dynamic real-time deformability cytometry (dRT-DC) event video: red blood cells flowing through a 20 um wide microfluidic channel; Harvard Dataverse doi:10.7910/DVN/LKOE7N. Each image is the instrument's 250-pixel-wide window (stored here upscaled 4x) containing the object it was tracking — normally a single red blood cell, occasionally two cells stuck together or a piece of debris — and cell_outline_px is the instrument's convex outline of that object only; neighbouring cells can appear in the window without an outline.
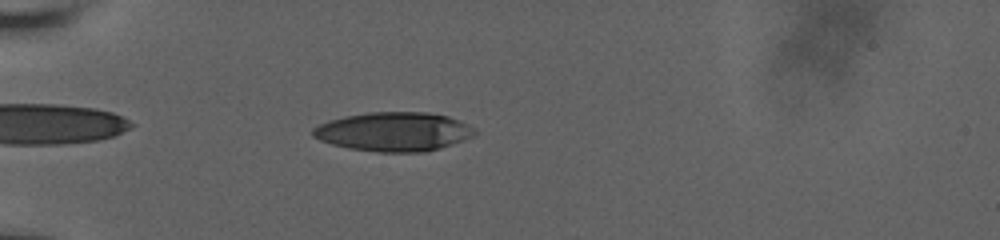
{"species": "human", "species_latin": "Homo sapiens", "temperature_condition": "room temperature", "stored_images_in_passage": 50, "camera_frame_rate_fps": 3000, "um_per_image_px": 0.085, "donor": {"sex": "male"}, "frame": {"image": 1, "passage_image": 11, "time_ms": 3.333, "image_size_px": [1000, 240], "cell_outline_px": [[476, 132], [472, 136], [440, 148], [424, 152], [380, 152], [348, 148], [332, 144], [320, 140], [312, 136], [312, 128], [328, 120], [344, 116], [368, 112], [428, 112], [448, 116], [460, 120], [472, 128]], "centroid_in_image_um": [33.43, 11.18], "position_along_channel_um": 51.6, "area_um2": 36.7}}
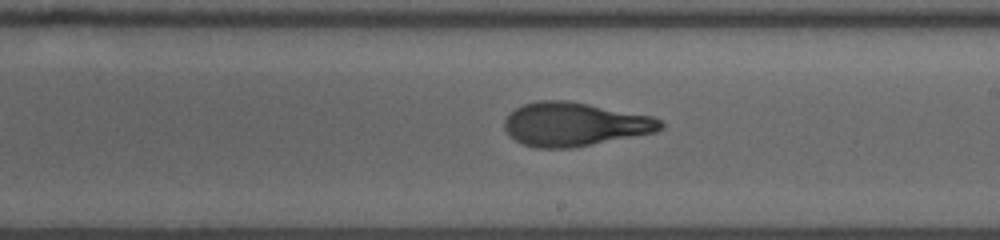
{"frame": {"image": 2, "passage_image": 28, "time_ms": 9.0, "image_size_px": [1000, 240], "cell_outline_px": [[664, 128], [656, 132], [572, 148], [536, 148], [524, 144], [516, 140], [504, 128], [504, 120], [508, 112], [524, 104], [536, 100], [568, 100], [652, 116], [660, 120], [664, 124]], "centroid_in_image_um": [48.83, 10.55], "position_along_channel_um": 240.2, "area_um2": 39.77}}
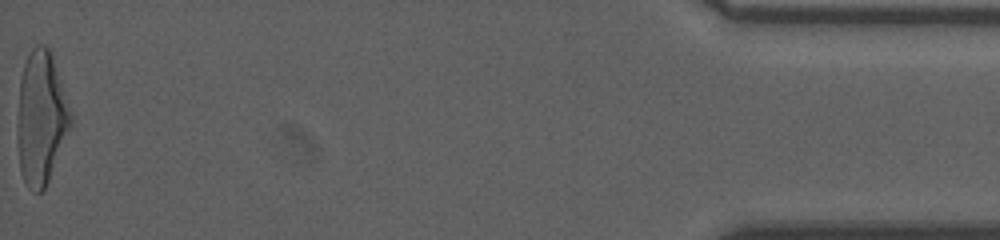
{"frame": {"image": 3, "passage_image": 50, "time_ms": 16.333, "image_size_px": [1000, 240], "cell_outline_px": [[72, 124], [48, 180], [44, 188], [40, 192], [32, 192], [24, 184], [20, 172], [16, 132], [16, 124], [20, 80], [24, 64], [32, 48], [36, 44], [44, 44], [52, 52], [72, 116]], "centroid_in_image_um": [3.47, 10.03], "position_along_channel_um": 431.7, "area_um2": 41.62}, "authors_computed_cell_mechanics": {"area_um2": 39.2751, "velocity_mm_per_s": 3.7949, "shape_relaxation_time_tau1_ms": 5.3741, "shape_relaxation_time_tau2_ms": 1.3343, "deformation_change_tau1": 0.2139, "deformation_change_tau2": 0.0967}}